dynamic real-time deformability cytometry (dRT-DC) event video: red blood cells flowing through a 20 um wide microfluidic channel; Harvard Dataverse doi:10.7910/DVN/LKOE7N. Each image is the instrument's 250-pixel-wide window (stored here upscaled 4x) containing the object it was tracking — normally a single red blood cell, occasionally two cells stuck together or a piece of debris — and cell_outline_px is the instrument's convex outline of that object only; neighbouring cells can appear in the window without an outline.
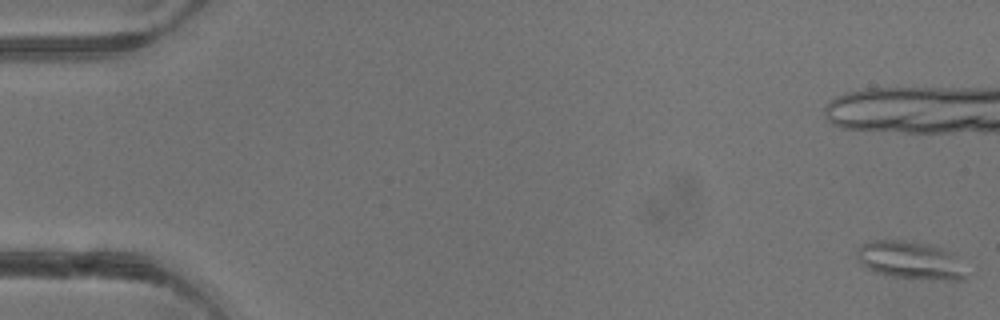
{"species": "common noctule bat (a hibernating species)", "species_latin": "Nyctalus noctula", "temperature_condition": "warm", "stored_images_in_passage": 5, "camera_frame_rate_fps": 3000, "um_per_image_px": 0.085, "animal": {"sex": "male", "body_mass_g": 13.3}, "frame": {"image": 1, "passage_image": 1, "time_ms": 0.0, "image_size_px": [1000, 320], "cell_outline_px": [[968, 276], [964, 280], [948, 280], [884, 276], [868, 268], [856, 256], [856, 252], [860, 244], [872, 240], [904, 240], [936, 244], [956, 252], [960, 256]], "centroid_in_image_um": [77.49, 22.1], "position_along_channel_um": 7.5, "area_um2": 24.97}}